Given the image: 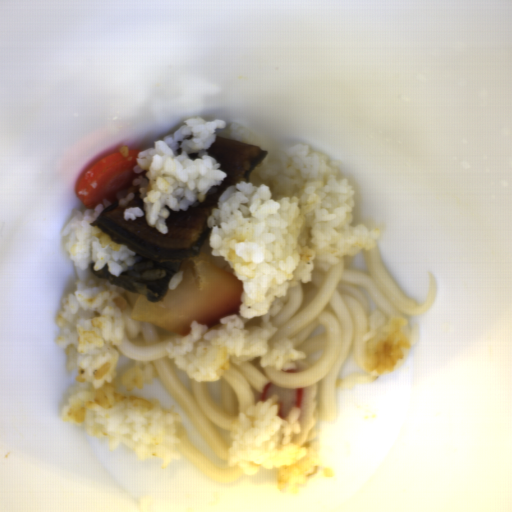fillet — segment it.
<instances>
[{"instance_id":"fillet-1","label":"fillet","mask_w":512,"mask_h":512,"mask_svg":"<svg viewBox=\"0 0 512 512\" xmlns=\"http://www.w3.org/2000/svg\"><path fill=\"white\" fill-rule=\"evenodd\" d=\"M177 272L183 273L174 288L167 286L164 298L152 302L138 296L131 319L148 322L177 336H185L193 322L210 329L221 319L239 312L241 281L219 267L207 253L182 261Z\"/></svg>"}]
</instances>
